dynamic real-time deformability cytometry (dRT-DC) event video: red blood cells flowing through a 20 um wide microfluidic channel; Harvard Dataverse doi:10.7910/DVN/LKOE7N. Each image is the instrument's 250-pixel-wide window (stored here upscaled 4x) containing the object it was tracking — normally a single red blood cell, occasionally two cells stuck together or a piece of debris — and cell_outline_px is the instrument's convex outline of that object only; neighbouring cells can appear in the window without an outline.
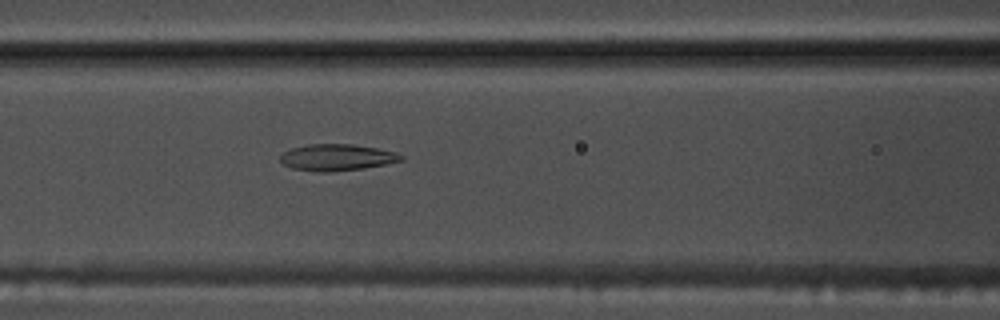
{"species": "common noctule bat (a hibernating species)", "species_latin": "Nyctalus noctula", "temperature_condition": "warm", "stored_images_in_passage": 54, "camera_frame_rate_fps": 3000, "um_per_image_px": 0.085, "animal": {"sex": "male", "body_mass_g": 17.5, "forearm_length_mm": 52.3}, "frame": {"image": 1, "passage_image": 23, "time_ms": 7.333, "image_size_px": [1000, 320], "cell_outline_px": [[404, 160], [364, 168], [332, 172], [316, 172], [292, 168], [284, 164], [280, 160], [280, 156], [284, 152], [292, 148], [308, 144], [352, 144], [376, 148], [396, 152], [404, 156]], "centroid_in_image_um": [28.64, 13.38], "position_along_channel_um": 138.0, "area_um2": 18.67}}
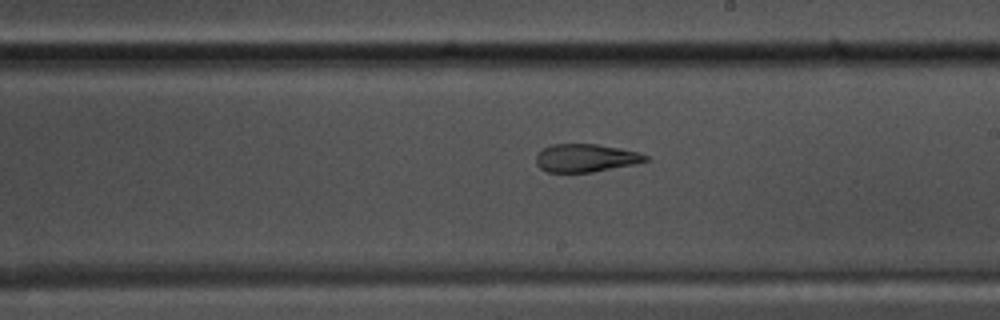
{"frame": {"image": 2, "passage_image": 31, "time_ms": 10.0, "image_size_px": [1000, 320], "cell_outline_px": [[648, 160], [632, 164], [592, 172], [548, 172], [540, 168], [536, 164], [536, 156], [544, 148], [552, 144], [596, 144], [636, 152], [648, 156]], "centroid_in_image_um": [49.73, 13.43], "position_along_channel_um": 239.3, "area_um2": 17.46}}
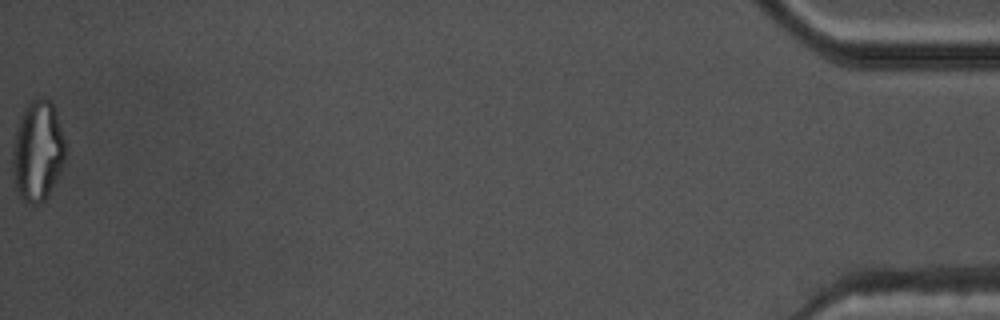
{"frame": {"image": 3, "passage_image": 54, "time_ms": 17.667, "image_size_px": [1000, 320], "cell_outline_px": [[68, 152], [64, 164], [48, 196], [40, 204], [32, 204], [24, 200], [16, 188], [12, 164], [12, 152], [16, 128], [20, 116], [24, 108], [32, 100], [40, 96], [44, 96], [52, 100], [64, 136]], "centroid_in_image_um": [3.24, 12.79], "position_along_channel_um": 432.0, "area_um2": 31.39}, "authors_computed_cell_mechanics": {"area_um2": 21.2415, "velocity_mm_per_s": 3.8169, "shape_relaxation_time_tau1_ms": null, "shape_relaxation_time_tau2_ms": 2.4581, "deformation_change_tau1": null, "deformation_change_tau2": 0.1149}}